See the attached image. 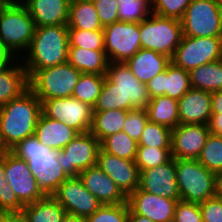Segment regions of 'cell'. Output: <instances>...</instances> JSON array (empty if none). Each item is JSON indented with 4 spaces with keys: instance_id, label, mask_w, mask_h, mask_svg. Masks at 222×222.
Masks as SVG:
<instances>
[{
    "instance_id": "obj_1",
    "label": "cell",
    "mask_w": 222,
    "mask_h": 222,
    "mask_svg": "<svg viewBox=\"0 0 222 222\" xmlns=\"http://www.w3.org/2000/svg\"><path fill=\"white\" fill-rule=\"evenodd\" d=\"M150 96L125 63L109 62L107 74L94 111L146 109Z\"/></svg>"
},
{
    "instance_id": "obj_2",
    "label": "cell",
    "mask_w": 222,
    "mask_h": 222,
    "mask_svg": "<svg viewBox=\"0 0 222 222\" xmlns=\"http://www.w3.org/2000/svg\"><path fill=\"white\" fill-rule=\"evenodd\" d=\"M41 101L28 88L19 97L0 107V152L34 135L41 114Z\"/></svg>"
},
{
    "instance_id": "obj_3",
    "label": "cell",
    "mask_w": 222,
    "mask_h": 222,
    "mask_svg": "<svg viewBox=\"0 0 222 222\" xmlns=\"http://www.w3.org/2000/svg\"><path fill=\"white\" fill-rule=\"evenodd\" d=\"M17 158L25 160L38 186L45 195H52L69 178L57 161V150L28 136L9 150Z\"/></svg>"
},
{
    "instance_id": "obj_4",
    "label": "cell",
    "mask_w": 222,
    "mask_h": 222,
    "mask_svg": "<svg viewBox=\"0 0 222 222\" xmlns=\"http://www.w3.org/2000/svg\"><path fill=\"white\" fill-rule=\"evenodd\" d=\"M68 52L67 25L36 26L32 43L21 61L26 71H38L68 62Z\"/></svg>"
},
{
    "instance_id": "obj_5",
    "label": "cell",
    "mask_w": 222,
    "mask_h": 222,
    "mask_svg": "<svg viewBox=\"0 0 222 222\" xmlns=\"http://www.w3.org/2000/svg\"><path fill=\"white\" fill-rule=\"evenodd\" d=\"M29 89L41 101L72 97L81 72L68 62L38 71H26Z\"/></svg>"
},
{
    "instance_id": "obj_6",
    "label": "cell",
    "mask_w": 222,
    "mask_h": 222,
    "mask_svg": "<svg viewBox=\"0 0 222 222\" xmlns=\"http://www.w3.org/2000/svg\"><path fill=\"white\" fill-rule=\"evenodd\" d=\"M176 180L180 199L203 203L215 196V173L197 159H175Z\"/></svg>"
},
{
    "instance_id": "obj_7",
    "label": "cell",
    "mask_w": 222,
    "mask_h": 222,
    "mask_svg": "<svg viewBox=\"0 0 222 222\" xmlns=\"http://www.w3.org/2000/svg\"><path fill=\"white\" fill-rule=\"evenodd\" d=\"M35 30V21L25 5L9 3L0 14V38L19 59L22 57L21 53L24 55L28 51Z\"/></svg>"
},
{
    "instance_id": "obj_8",
    "label": "cell",
    "mask_w": 222,
    "mask_h": 222,
    "mask_svg": "<svg viewBox=\"0 0 222 222\" xmlns=\"http://www.w3.org/2000/svg\"><path fill=\"white\" fill-rule=\"evenodd\" d=\"M141 48L164 54L169 58L181 42L183 30L181 21L151 13L139 23Z\"/></svg>"
},
{
    "instance_id": "obj_9",
    "label": "cell",
    "mask_w": 222,
    "mask_h": 222,
    "mask_svg": "<svg viewBox=\"0 0 222 222\" xmlns=\"http://www.w3.org/2000/svg\"><path fill=\"white\" fill-rule=\"evenodd\" d=\"M180 21L183 36L222 37V12L215 0H192Z\"/></svg>"
},
{
    "instance_id": "obj_10",
    "label": "cell",
    "mask_w": 222,
    "mask_h": 222,
    "mask_svg": "<svg viewBox=\"0 0 222 222\" xmlns=\"http://www.w3.org/2000/svg\"><path fill=\"white\" fill-rule=\"evenodd\" d=\"M222 59V37L183 36L171 62L186 71Z\"/></svg>"
},
{
    "instance_id": "obj_11",
    "label": "cell",
    "mask_w": 222,
    "mask_h": 222,
    "mask_svg": "<svg viewBox=\"0 0 222 222\" xmlns=\"http://www.w3.org/2000/svg\"><path fill=\"white\" fill-rule=\"evenodd\" d=\"M99 140L89 131L78 134L62 150L57 151V161L69 177L97 164Z\"/></svg>"
},
{
    "instance_id": "obj_12",
    "label": "cell",
    "mask_w": 222,
    "mask_h": 222,
    "mask_svg": "<svg viewBox=\"0 0 222 222\" xmlns=\"http://www.w3.org/2000/svg\"><path fill=\"white\" fill-rule=\"evenodd\" d=\"M41 111L46 117L64 122L79 134L89 132L92 126L94 108L74 97L44 100Z\"/></svg>"
},
{
    "instance_id": "obj_13",
    "label": "cell",
    "mask_w": 222,
    "mask_h": 222,
    "mask_svg": "<svg viewBox=\"0 0 222 222\" xmlns=\"http://www.w3.org/2000/svg\"><path fill=\"white\" fill-rule=\"evenodd\" d=\"M109 62L125 63L141 49L139 23L115 22L103 28Z\"/></svg>"
},
{
    "instance_id": "obj_14",
    "label": "cell",
    "mask_w": 222,
    "mask_h": 222,
    "mask_svg": "<svg viewBox=\"0 0 222 222\" xmlns=\"http://www.w3.org/2000/svg\"><path fill=\"white\" fill-rule=\"evenodd\" d=\"M67 214L87 218L102 204L85 187L82 180L69 177L51 195Z\"/></svg>"
},
{
    "instance_id": "obj_15",
    "label": "cell",
    "mask_w": 222,
    "mask_h": 222,
    "mask_svg": "<svg viewBox=\"0 0 222 222\" xmlns=\"http://www.w3.org/2000/svg\"><path fill=\"white\" fill-rule=\"evenodd\" d=\"M5 178L24 205L46 196L38 186L27 162L17 158L10 151H5Z\"/></svg>"
},
{
    "instance_id": "obj_16",
    "label": "cell",
    "mask_w": 222,
    "mask_h": 222,
    "mask_svg": "<svg viewBox=\"0 0 222 222\" xmlns=\"http://www.w3.org/2000/svg\"><path fill=\"white\" fill-rule=\"evenodd\" d=\"M210 134L204 124H179L171 131V157L198 159Z\"/></svg>"
},
{
    "instance_id": "obj_17",
    "label": "cell",
    "mask_w": 222,
    "mask_h": 222,
    "mask_svg": "<svg viewBox=\"0 0 222 222\" xmlns=\"http://www.w3.org/2000/svg\"><path fill=\"white\" fill-rule=\"evenodd\" d=\"M97 165L116 183L126 197L139 187L140 172L135 161L109 154L100 148Z\"/></svg>"
},
{
    "instance_id": "obj_18",
    "label": "cell",
    "mask_w": 222,
    "mask_h": 222,
    "mask_svg": "<svg viewBox=\"0 0 222 222\" xmlns=\"http://www.w3.org/2000/svg\"><path fill=\"white\" fill-rule=\"evenodd\" d=\"M178 200L148 193L139 187L127 197L129 209L154 222H173Z\"/></svg>"
},
{
    "instance_id": "obj_19",
    "label": "cell",
    "mask_w": 222,
    "mask_h": 222,
    "mask_svg": "<svg viewBox=\"0 0 222 222\" xmlns=\"http://www.w3.org/2000/svg\"><path fill=\"white\" fill-rule=\"evenodd\" d=\"M139 188L169 199H180L176 180L175 159L151 169L140 171Z\"/></svg>"
},
{
    "instance_id": "obj_20",
    "label": "cell",
    "mask_w": 222,
    "mask_h": 222,
    "mask_svg": "<svg viewBox=\"0 0 222 222\" xmlns=\"http://www.w3.org/2000/svg\"><path fill=\"white\" fill-rule=\"evenodd\" d=\"M148 94L151 98L166 95L179 100L191 89L189 71H186L172 62L166 70L157 74L146 84Z\"/></svg>"
},
{
    "instance_id": "obj_21",
    "label": "cell",
    "mask_w": 222,
    "mask_h": 222,
    "mask_svg": "<svg viewBox=\"0 0 222 222\" xmlns=\"http://www.w3.org/2000/svg\"><path fill=\"white\" fill-rule=\"evenodd\" d=\"M84 187L95 196L102 205H114L127 202V197L116 183L105 174L98 165L79 173Z\"/></svg>"
},
{
    "instance_id": "obj_22",
    "label": "cell",
    "mask_w": 222,
    "mask_h": 222,
    "mask_svg": "<svg viewBox=\"0 0 222 222\" xmlns=\"http://www.w3.org/2000/svg\"><path fill=\"white\" fill-rule=\"evenodd\" d=\"M212 93L191 88L179 100V124L208 125L212 115Z\"/></svg>"
},
{
    "instance_id": "obj_23",
    "label": "cell",
    "mask_w": 222,
    "mask_h": 222,
    "mask_svg": "<svg viewBox=\"0 0 222 222\" xmlns=\"http://www.w3.org/2000/svg\"><path fill=\"white\" fill-rule=\"evenodd\" d=\"M71 0H29L24 5L36 26L67 25Z\"/></svg>"
},
{
    "instance_id": "obj_24",
    "label": "cell",
    "mask_w": 222,
    "mask_h": 222,
    "mask_svg": "<svg viewBox=\"0 0 222 222\" xmlns=\"http://www.w3.org/2000/svg\"><path fill=\"white\" fill-rule=\"evenodd\" d=\"M170 63L171 58L168 56L143 48L125 62L137 79L145 84L164 72Z\"/></svg>"
},
{
    "instance_id": "obj_25",
    "label": "cell",
    "mask_w": 222,
    "mask_h": 222,
    "mask_svg": "<svg viewBox=\"0 0 222 222\" xmlns=\"http://www.w3.org/2000/svg\"><path fill=\"white\" fill-rule=\"evenodd\" d=\"M79 133L62 121L46 117L42 112L37 120L35 133L38 141L54 150H62Z\"/></svg>"
},
{
    "instance_id": "obj_26",
    "label": "cell",
    "mask_w": 222,
    "mask_h": 222,
    "mask_svg": "<svg viewBox=\"0 0 222 222\" xmlns=\"http://www.w3.org/2000/svg\"><path fill=\"white\" fill-rule=\"evenodd\" d=\"M28 88V75L18 58L16 63L0 71V107L19 97Z\"/></svg>"
},
{
    "instance_id": "obj_27",
    "label": "cell",
    "mask_w": 222,
    "mask_h": 222,
    "mask_svg": "<svg viewBox=\"0 0 222 222\" xmlns=\"http://www.w3.org/2000/svg\"><path fill=\"white\" fill-rule=\"evenodd\" d=\"M68 63L81 73L106 75L109 60L105 50L69 47Z\"/></svg>"
},
{
    "instance_id": "obj_28",
    "label": "cell",
    "mask_w": 222,
    "mask_h": 222,
    "mask_svg": "<svg viewBox=\"0 0 222 222\" xmlns=\"http://www.w3.org/2000/svg\"><path fill=\"white\" fill-rule=\"evenodd\" d=\"M148 120L163 126L174 129L179 125L178 100L166 95L150 99L146 108Z\"/></svg>"
},
{
    "instance_id": "obj_29",
    "label": "cell",
    "mask_w": 222,
    "mask_h": 222,
    "mask_svg": "<svg viewBox=\"0 0 222 222\" xmlns=\"http://www.w3.org/2000/svg\"><path fill=\"white\" fill-rule=\"evenodd\" d=\"M27 222H63L67 212L51 196L26 204L22 209Z\"/></svg>"
},
{
    "instance_id": "obj_30",
    "label": "cell",
    "mask_w": 222,
    "mask_h": 222,
    "mask_svg": "<svg viewBox=\"0 0 222 222\" xmlns=\"http://www.w3.org/2000/svg\"><path fill=\"white\" fill-rule=\"evenodd\" d=\"M68 28L82 30H103L92 0H71Z\"/></svg>"
},
{
    "instance_id": "obj_31",
    "label": "cell",
    "mask_w": 222,
    "mask_h": 222,
    "mask_svg": "<svg viewBox=\"0 0 222 222\" xmlns=\"http://www.w3.org/2000/svg\"><path fill=\"white\" fill-rule=\"evenodd\" d=\"M191 88L210 93L222 90V59L189 71Z\"/></svg>"
},
{
    "instance_id": "obj_32",
    "label": "cell",
    "mask_w": 222,
    "mask_h": 222,
    "mask_svg": "<svg viewBox=\"0 0 222 222\" xmlns=\"http://www.w3.org/2000/svg\"><path fill=\"white\" fill-rule=\"evenodd\" d=\"M127 110L94 111L90 132L101 142L104 138L123 131Z\"/></svg>"
},
{
    "instance_id": "obj_33",
    "label": "cell",
    "mask_w": 222,
    "mask_h": 222,
    "mask_svg": "<svg viewBox=\"0 0 222 222\" xmlns=\"http://www.w3.org/2000/svg\"><path fill=\"white\" fill-rule=\"evenodd\" d=\"M100 148L109 154L135 161L138 142L121 131L104 138Z\"/></svg>"
},
{
    "instance_id": "obj_34",
    "label": "cell",
    "mask_w": 222,
    "mask_h": 222,
    "mask_svg": "<svg viewBox=\"0 0 222 222\" xmlns=\"http://www.w3.org/2000/svg\"><path fill=\"white\" fill-rule=\"evenodd\" d=\"M106 75L82 73L72 97L94 108L101 93Z\"/></svg>"
},
{
    "instance_id": "obj_35",
    "label": "cell",
    "mask_w": 222,
    "mask_h": 222,
    "mask_svg": "<svg viewBox=\"0 0 222 222\" xmlns=\"http://www.w3.org/2000/svg\"><path fill=\"white\" fill-rule=\"evenodd\" d=\"M213 173L222 171V136L210 133L197 159Z\"/></svg>"
},
{
    "instance_id": "obj_36",
    "label": "cell",
    "mask_w": 222,
    "mask_h": 222,
    "mask_svg": "<svg viewBox=\"0 0 222 222\" xmlns=\"http://www.w3.org/2000/svg\"><path fill=\"white\" fill-rule=\"evenodd\" d=\"M118 17L121 22L140 23L150 16V0H117Z\"/></svg>"
},
{
    "instance_id": "obj_37",
    "label": "cell",
    "mask_w": 222,
    "mask_h": 222,
    "mask_svg": "<svg viewBox=\"0 0 222 222\" xmlns=\"http://www.w3.org/2000/svg\"><path fill=\"white\" fill-rule=\"evenodd\" d=\"M69 47H80L87 50H105L103 30H82L68 28Z\"/></svg>"
},
{
    "instance_id": "obj_38",
    "label": "cell",
    "mask_w": 222,
    "mask_h": 222,
    "mask_svg": "<svg viewBox=\"0 0 222 222\" xmlns=\"http://www.w3.org/2000/svg\"><path fill=\"white\" fill-rule=\"evenodd\" d=\"M171 131L166 126L148 120L138 140V146L171 148Z\"/></svg>"
},
{
    "instance_id": "obj_39",
    "label": "cell",
    "mask_w": 222,
    "mask_h": 222,
    "mask_svg": "<svg viewBox=\"0 0 222 222\" xmlns=\"http://www.w3.org/2000/svg\"><path fill=\"white\" fill-rule=\"evenodd\" d=\"M171 148H156L150 146H138L135 164L139 172L165 164L171 159Z\"/></svg>"
},
{
    "instance_id": "obj_40",
    "label": "cell",
    "mask_w": 222,
    "mask_h": 222,
    "mask_svg": "<svg viewBox=\"0 0 222 222\" xmlns=\"http://www.w3.org/2000/svg\"><path fill=\"white\" fill-rule=\"evenodd\" d=\"M25 205L5 178V151L0 152V212H20Z\"/></svg>"
},
{
    "instance_id": "obj_41",
    "label": "cell",
    "mask_w": 222,
    "mask_h": 222,
    "mask_svg": "<svg viewBox=\"0 0 222 222\" xmlns=\"http://www.w3.org/2000/svg\"><path fill=\"white\" fill-rule=\"evenodd\" d=\"M86 222H129L128 203L101 205Z\"/></svg>"
},
{
    "instance_id": "obj_42",
    "label": "cell",
    "mask_w": 222,
    "mask_h": 222,
    "mask_svg": "<svg viewBox=\"0 0 222 222\" xmlns=\"http://www.w3.org/2000/svg\"><path fill=\"white\" fill-rule=\"evenodd\" d=\"M151 12L162 17L181 19L192 0H150Z\"/></svg>"
},
{
    "instance_id": "obj_43",
    "label": "cell",
    "mask_w": 222,
    "mask_h": 222,
    "mask_svg": "<svg viewBox=\"0 0 222 222\" xmlns=\"http://www.w3.org/2000/svg\"><path fill=\"white\" fill-rule=\"evenodd\" d=\"M147 122L148 114L146 109L129 110L123 126V131L138 142Z\"/></svg>"
},
{
    "instance_id": "obj_44",
    "label": "cell",
    "mask_w": 222,
    "mask_h": 222,
    "mask_svg": "<svg viewBox=\"0 0 222 222\" xmlns=\"http://www.w3.org/2000/svg\"><path fill=\"white\" fill-rule=\"evenodd\" d=\"M173 222H203L199 204L178 200Z\"/></svg>"
},
{
    "instance_id": "obj_45",
    "label": "cell",
    "mask_w": 222,
    "mask_h": 222,
    "mask_svg": "<svg viewBox=\"0 0 222 222\" xmlns=\"http://www.w3.org/2000/svg\"><path fill=\"white\" fill-rule=\"evenodd\" d=\"M92 2L103 28L119 21L117 0H92Z\"/></svg>"
},
{
    "instance_id": "obj_46",
    "label": "cell",
    "mask_w": 222,
    "mask_h": 222,
    "mask_svg": "<svg viewBox=\"0 0 222 222\" xmlns=\"http://www.w3.org/2000/svg\"><path fill=\"white\" fill-rule=\"evenodd\" d=\"M203 222H222V199L212 197L199 204Z\"/></svg>"
},
{
    "instance_id": "obj_47",
    "label": "cell",
    "mask_w": 222,
    "mask_h": 222,
    "mask_svg": "<svg viewBox=\"0 0 222 222\" xmlns=\"http://www.w3.org/2000/svg\"><path fill=\"white\" fill-rule=\"evenodd\" d=\"M18 58L4 45L0 38V71L8 68Z\"/></svg>"
},
{
    "instance_id": "obj_48",
    "label": "cell",
    "mask_w": 222,
    "mask_h": 222,
    "mask_svg": "<svg viewBox=\"0 0 222 222\" xmlns=\"http://www.w3.org/2000/svg\"><path fill=\"white\" fill-rule=\"evenodd\" d=\"M0 222H27V220L22 211L0 212Z\"/></svg>"
},
{
    "instance_id": "obj_49",
    "label": "cell",
    "mask_w": 222,
    "mask_h": 222,
    "mask_svg": "<svg viewBox=\"0 0 222 222\" xmlns=\"http://www.w3.org/2000/svg\"><path fill=\"white\" fill-rule=\"evenodd\" d=\"M208 126L210 133L222 136V114H212Z\"/></svg>"
},
{
    "instance_id": "obj_50",
    "label": "cell",
    "mask_w": 222,
    "mask_h": 222,
    "mask_svg": "<svg viewBox=\"0 0 222 222\" xmlns=\"http://www.w3.org/2000/svg\"><path fill=\"white\" fill-rule=\"evenodd\" d=\"M211 102L212 114H222V90L212 93Z\"/></svg>"
},
{
    "instance_id": "obj_51",
    "label": "cell",
    "mask_w": 222,
    "mask_h": 222,
    "mask_svg": "<svg viewBox=\"0 0 222 222\" xmlns=\"http://www.w3.org/2000/svg\"><path fill=\"white\" fill-rule=\"evenodd\" d=\"M215 197L222 199V171L215 175Z\"/></svg>"
},
{
    "instance_id": "obj_52",
    "label": "cell",
    "mask_w": 222,
    "mask_h": 222,
    "mask_svg": "<svg viewBox=\"0 0 222 222\" xmlns=\"http://www.w3.org/2000/svg\"><path fill=\"white\" fill-rule=\"evenodd\" d=\"M129 222H154V221L139 214H135L129 209Z\"/></svg>"
},
{
    "instance_id": "obj_53",
    "label": "cell",
    "mask_w": 222,
    "mask_h": 222,
    "mask_svg": "<svg viewBox=\"0 0 222 222\" xmlns=\"http://www.w3.org/2000/svg\"><path fill=\"white\" fill-rule=\"evenodd\" d=\"M63 222H86V218H82L71 214H66V216L63 219Z\"/></svg>"
},
{
    "instance_id": "obj_54",
    "label": "cell",
    "mask_w": 222,
    "mask_h": 222,
    "mask_svg": "<svg viewBox=\"0 0 222 222\" xmlns=\"http://www.w3.org/2000/svg\"><path fill=\"white\" fill-rule=\"evenodd\" d=\"M9 0H0V14L4 11V9L9 5Z\"/></svg>"
},
{
    "instance_id": "obj_55",
    "label": "cell",
    "mask_w": 222,
    "mask_h": 222,
    "mask_svg": "<svg viewBox=\"0 0 222 222\" xmlns=\"http://www.w3.org/2000/svg\"><path fill=\"white\" fill-rule=\"evenodd\" d=\"M10 3L12 4H22L24 5L26 2H28L29 0H9Z\"/></svg>"
},
{
    "instance_id": "obj_56",
    "label": "cell",
    "mask_w": 222,
    "mask_h": 222,
    "mask_svg": "<svg viewBox=\"0 0 222 222\" xmlns=\"http://www.w3.org/2000/svg\"><path fill=\"white\" fill-rule=\"evenodd\" d=\"M215 2L222 12V0H215Z\"/></svg>"
}]
</instances>
